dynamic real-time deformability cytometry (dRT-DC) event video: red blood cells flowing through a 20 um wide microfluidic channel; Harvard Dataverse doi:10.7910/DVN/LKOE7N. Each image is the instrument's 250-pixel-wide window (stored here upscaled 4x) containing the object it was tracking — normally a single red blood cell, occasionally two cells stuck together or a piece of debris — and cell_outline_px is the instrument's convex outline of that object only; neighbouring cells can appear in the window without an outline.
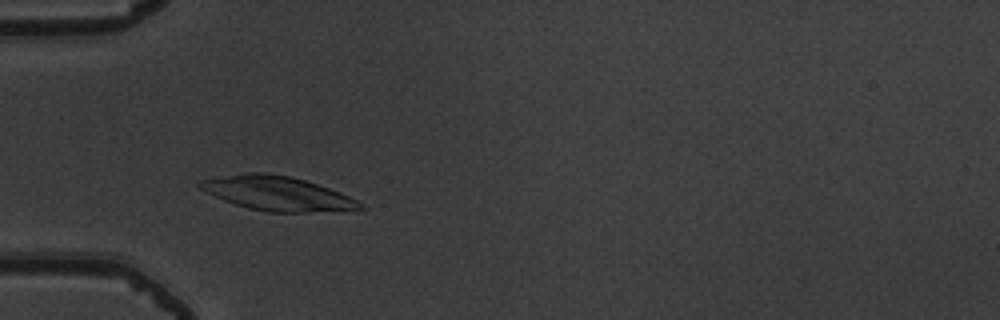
{"species": "common noctule bat (a hibernating species)", "species_latin": "Nyctalus noctula", "temperature_condition": "warm", "stored_images_in_passage": 3, "camera_frame_rate_fps": 3000, "um_per_image_px": 0.085, "animal": {"sex": "male", "body_mass_g": 19.5, "forearm_length_mm": 54.6}, "frame": {"image": 1, "passage_image": 1, "time_ms": 0.0, "image_size_px": [1000, 320], "cell_outline_px": [[368, 208], [304, 212], [268, 212], [248, 208], [224, 200], [200, 188], [196, 184], [200, 180], [244, 172], [264, 172], [288, 176], [304, 180], [340, 192], [364, 204]], "centroid_in_image_um": [23.55, 16.43], "position_along_channel_um": 61.5, "area_um2": 31.5}}
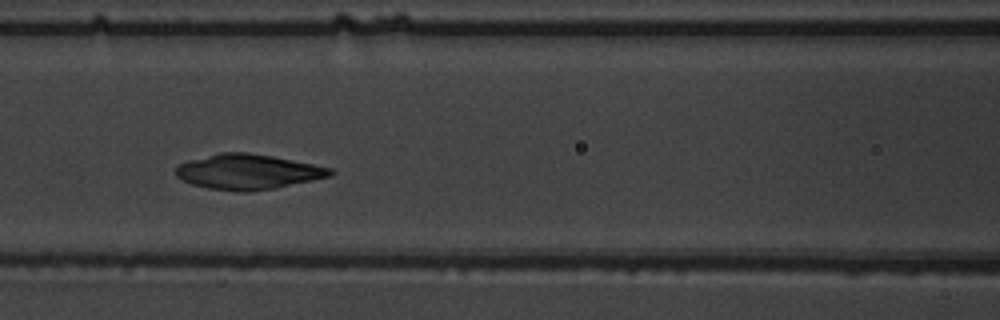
{"frame": {"image": 2, "passage_image": 3, "time_ms": 0.667, "image_size_px": [1000, 320], "cell_outline_px": [[336, 172], [332, 176], [276, 188], [248, 192], [240, 192], [208, 188], [192, 184], [176, 176], [176, 164], [188, 160], [220, 152], [248, 152], [272, 156], [332, 168]], "centroid_in_image_um": [21.08, 14.6], "position_along_channel_um": 145.5, "area_um2": 31.73}}